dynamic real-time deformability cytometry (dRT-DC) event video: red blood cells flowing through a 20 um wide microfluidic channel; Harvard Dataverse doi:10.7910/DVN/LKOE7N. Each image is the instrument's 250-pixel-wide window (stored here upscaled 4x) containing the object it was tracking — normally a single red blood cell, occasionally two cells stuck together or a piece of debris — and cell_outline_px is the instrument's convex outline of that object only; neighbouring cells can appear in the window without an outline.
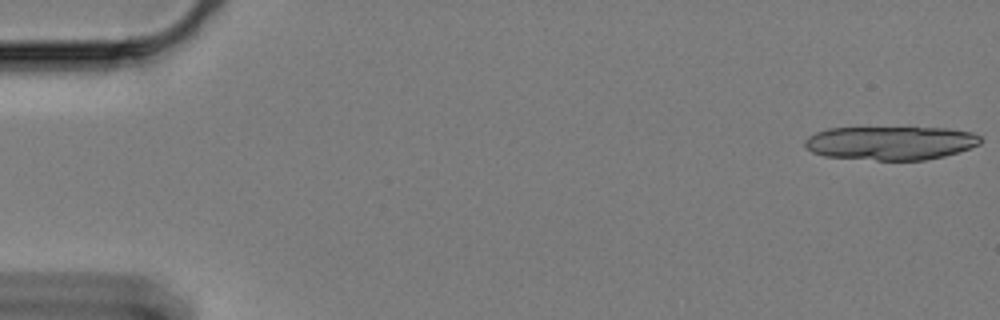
{"species": "Egyptian fruit bat (a non-hibernating species)", "species_latin": "Rousettus aegyptiacus", "temperature_condition": "cold", "stored_images_in_passage": 17, "camera_frame_rate_fps": 3000, "um_per_image_px": 0.085, "animal": {"sex": "female"}, "frame": {"image": 1, "passage_image": 1, "time_ms": 0.0, "image_size_px": [1000, 320], "cell_outline_px": [[980, 144], [944, 156], [924, 160], [876, 160], [824, 156], [812, 152], [804, 144], [804, 140], [808, 136], [816, 132], [828, 128], [948, 128], [972, 132], [980, 136]], "centroid_in_image_um": [75.68, 12.15], "position_along_channel_um": 9.3, "area_um2": 34.33}}